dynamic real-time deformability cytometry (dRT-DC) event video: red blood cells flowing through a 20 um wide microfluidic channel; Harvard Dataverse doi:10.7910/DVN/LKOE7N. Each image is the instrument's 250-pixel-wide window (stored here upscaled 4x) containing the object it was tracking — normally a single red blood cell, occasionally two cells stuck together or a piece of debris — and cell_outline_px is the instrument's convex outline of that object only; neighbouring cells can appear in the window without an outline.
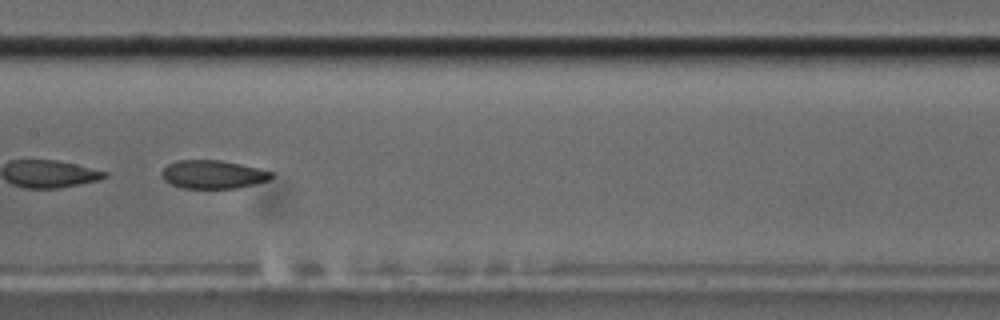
{"species": "common noctule bat (a hibernating species)", "species_latin": "Nyctalus noctula", "temperature_condition": "cold", "stored_images_in_passage": 52, "segment_of_instrument_passage": [2, 2], "camera_frame_rate_fps": 3000, "um_per_image_px": 0.085, "animal": {"sex": "male", "body_mass_g": 17.5, "forearm_length_mm": 52.3}, "frame": {"image": 1, "passage_image": 24, "time_ms": 7.667, "image_size_px": [1000, 320], "cell_outline_px": [[272, 176], [268, 180], [256, 184], [236, 188], [180, 188], [164, 180], [160, 172], [168, 164], [176, 160], [220, 160], [240, 164], [272, 172]], "centroid_in_image_um": [18.06, 14.83], "position_along_channel_um": 189.3, "area_um2": 18.03}}
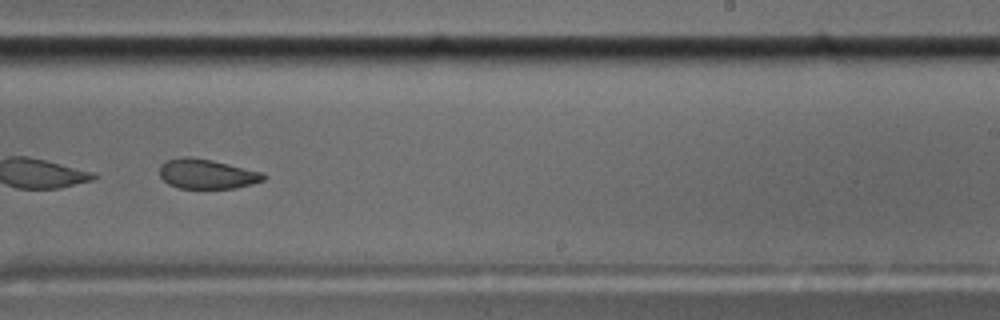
{"frame": {"image": 2, "passage_image": 31, "time_ms": 10.0, "image_size_px": [1000, 320], "cell_outline_px": [[268, 176], [264, 180], [252, 184], [236, 188], [180, 188], [168, 184], [160, 176], [160, 164], [168, 160], [180, 156], [188, 156], [212, 160], [264, 172]], "centroid_in_image_um": [17.61, 14.78], "position_along_channel_um": 271.4, "area_um2": 18.15}}
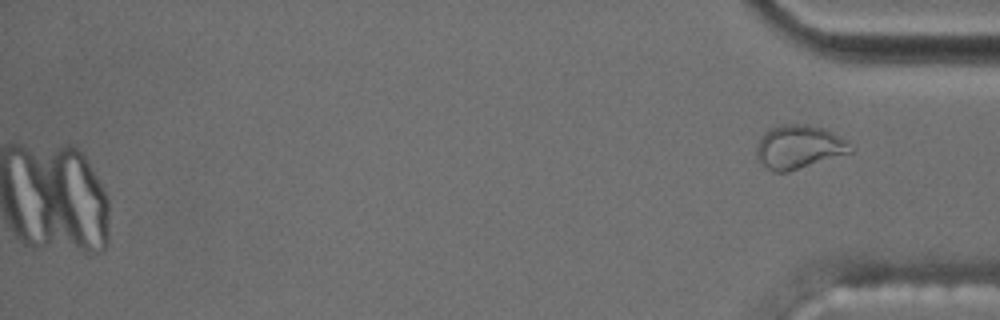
{"frame": {"image": 3, "passage_image": 52, "time_ms": 17.0, "image_size_px": [1000, 320], "cell_outline_px": [[852, 152], [788, 172], [772, 172], [760, 164], [756, 160], [756, 144], [760, 136], [764, 132], [780, 124], [804, 124], [824, 128], [848, 140], [852, 148]], "centroid_in_image_um": [67.86, 12.5], "position_along_channel_um": 367.3, "area_um2": 24.22}}